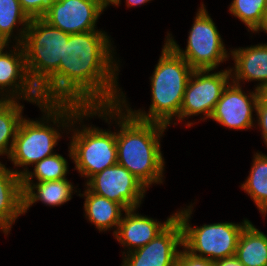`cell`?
Segmentation results:
<instances>
[{"instance_id":"obj_18","label":"cell","mask_w":267,"mask_h":266,"mask_svg":"<svg viewBox=\"0 0 267 266\" xmlns=\"http://www.w3.org/2000/svg\"><path fill=\"white\" fill-rule=\"evenodd\" d=\"M22 189L23 214L38 201L49 207L61 206L69 202L75 192H79L67 178L57 181L22 182Z\"/></svg>"},{"instance_id":"obj_27","label":"cell","mask_w":267,"mask_h":266,"mask_svg":"<svg viewBox=\"0 0 267 266\" xmlns=\"http://www.w3.org/2000/svg\"><path fill=\"white\" fill-rule=\"evenodd\" d=\"M183 250H179L176 266H215V261L210 259L196 256L188 251L184 246H182Z\"/></svg>"},{"instance_id":"obj_22","label":"cell","mask_w":267,"mask_h":266,"mask_svg":"<svg viewBox=\"0 0 267 266\" xmlns=\"http://www.w3.org/2000/svg\"><path fill=\"white\" fill-rule=\"evenodd\" d=\"M251 169L241 189L254 201L263 217L267 215V155L256 152Z\"/></svg>"},{"instance_id":"obj_7","label":"cell","mask_w":267,"mask_h":266,"mask_svg":"<svg viewBox=\"0 0 267 266\" xmlns=\"http://www.w3.org/2000/svg\"><path fill=\"white\" fill-rule=\"evenodd\" d=\"M69 35L43 18L30 20L21 45L29 77L37 88L59 68Z\"/></svg>"},{"instance_id":"obj_3","label":"cell","mask_w":267,"mask_h":266,"mask_svg":"<svg viewBox=\"0 0 267 266\" xmlns=\"http://www.w3.org/2000/svg\"><path fill=\"white\" fill-rule=\"evenodd\" d=\"M38 107L43 112L42 118L33 120L24 117L8 158L15 167L13 171L20 177L29 170L28 166L56 153L54 148L58 141L63 133L68 132L73 117L83 108L77 104L60 103H42Z\"/></svg>"},{"instance_id":"obj_23","label":"cell","mask_w":267,"mask_h":266,"mask_svg":"<svg viewBox=\"0 0 267 266\" xmlns=\"http://www.w3.org/2000/svg\"><path fill=\"white\" fill-rule=\"evenodd\" d=\"M24 105L19 100L0 101V156H10L21 121Z\"/></svg>"},{"instance_id":"obj_30","label":"cell","mask_w":267,"mask_h":266,"mask_svg":"<svg viewBox=\"0 0 267 266\" xmlns=\"http://www.w3.org/2000/svg\"><path fill=\"white\" fill-rule=\"evenodd\" d=\"M126 1V6L129 7H137V6H141L145 3H149L152 0H125ZM121 4V0H114L111 5H113L114 7H118Z\"/></svg>"},{"instance_id":"obj_11","label":"cell","mask_w":267,"mask_h":266,"mask_svg":"<svg viewBox=\"0 0 267 266\" xmlns=\"http://www.w3.org/2000/svg\"><path fill=\"white\" fill-rule=\"evenodd\" d=\"M92 193L105 197L126 210L139 208L148 188L119 164L105 168L84 184Z\"/></svg>"},{"instance_id":"obj_17","label":"cell","mask_w":267,"mask_h":266,"mask_svg":"<svg viewBox=\"0 0 267 266\" xmlns=\"http://www.w3.org/2000/svg\"><path fill=\"white\" fill-rule=\"evenodd\" d=\"M0 161V231L9 235L13 224L23 214L21 177Z\"/></svg>"},{"instance_id":"obj_1","label":"cell","mask_w":267,"mask_h":266,"mask_svg":"<svg viewBox=\"0 0 267 266\" xmlns=\"http://www.w3.org/2000/svg\"><path fill=\"white\" fill-rule=\"evenodd\" d=\"M111 40L102 29L70 34L59 68L38 88L43 103L83 108L120 104V60Z\"/></svg>"},{"instance_id":"obj_15","label":"cell","mask_w":267,"mask_h":266,"mask_svg":"<svg viewBox=\"0 0 267 266\" xmlns=\"http://www.w3.org/2000/svg\"><path fill=\"white\" fill-rule=\"evenodd\" d=\"M136 210L138 211V208L127 209L124 212L117 231L113 235L124 248L122 256L149 243L176 217V212H174L164 222H161L141 215Z\"/></svg>"},{"instance_id":"obj_10","label":"cell","mask_w":267,"mask_h":266,"mask_svg":"<svg viewBox=\"0 0 267 266\" xmlns=\"http://www.w3.org/2000/svg\"><path fill=\"white\" fill-rule=\"evenodd\" d=\"M4 100H26L36 106L43 103L29 77L21 44H10V48L9 44H0V101Z\"/></svg>"},{"instance_id":"obj_31","label":"cell","mask_w":267,"mask_h":266,"mask_svg":"<svg viewBox=\"0 0 267 266\" xmlns=\"http://www.w3.org/2000/svg\"><path fill=\"white\" fill-rule=\"evenodd\" d=\"M260 98L267 103V84H265L260 90H259Z\"/></svg>"},{"instance_id":"obj_14","label":"cell","mask_w":267,"mask_h":266,"mask_svg":"<svg viewBox=\"0 0 267 266\" xmlns=\"http://www.w3.org/2000/svg\"><path fill=\"white\" fill-rule=\"evenodd\" d=\"M183 246L182 225L177 217L149 243L122 257L121 266H176Z\"/></svg>"},{"instance_id":"obj_6","label":"cell","mask_w":267,"mask_h":266,"mask_svg":"<svg viewBox=\"0 0 267 266\" xmlns=\"http://www.w3.org/2000/svg\"><path fill=\"white\" fill-rule=\"evenodd\" d=\"M192 205L176 211L182 225L183 246L192 254L212 261L235 256L239 237L250 221L245 218L241 223L226 221L192 227Z\"/></svg>"},{"instance_id":"obj_2","label":"cell","mask_w":267,"mask_h":266,"mask_svg":"<svg viewBox=\"0 0 267 266\" xmlns=\"http://www.w3.org/2000/svg\"><path fill=\"white\" fill-rule=\"evenodd\" d=\"M95 116L110 125L113 121L116 124L117 164L129 170L147 188L163 184L165 159L160 141L168 126L139 120L121 104L95 107Z\"/></svg>"},{"instance_id":"obj_20","label":"cell","mask_w":267,"mask_h":266,"mask_svg":"<svg viewBox=\"0 0 267 266\" xmlns=\"http://www.w3.org/2000/svg\"><path fill=\"white\" fill-rule=\"evenodd\" d=\"M30 20L19 0H0V44H22Z\"/></svg>"},{"instance_id":"obj_28","label":"cell","mask_w":267,"mask_h":266,"mask_svg":"<svg viewBox=\"0 0 267 266\" xmlns=\"http://www.w3.org/2000/svg\"><path fill=\"white\" fill-rule=\"evenodd\" d=\"M255 128L259 127L264 144L267 146V103L259 98L256 108Z\"/></svg>"},{"instance_id":"obj_29","label":"cell","mask_w":267,"mask_h":266,"mask_svg":"<svg viewBox=\"0 0 267 266\" xmlns=\"http://www.w3.org/2000/svg\"><path fill=\"white\" fill-rule=\"evenodd\" d=\"M215 266H243L236 256L215 261Z\"/></svg>"},{"instance_id":"obj_8","label":"cell","mask_w":267,"mask_h":266,"mask_svg":"<svg viewBox=\"0 0 267 266\" xmlns=\"http://www.w3.org/2000/svg\"><path fill=\"white\" fill-rule=\"evenodd\" d=\"M195 15L185 49L177 44L170 32H167L165 41L193 70H216L221 63L229 61L230 53L203 2Z\"/></svg>"},{"instance_id":"obj_12","label":"cell","mask_w":267,"mask_h":266,"mask_svg":"<svg viewBox=\"0 0 267 266\" xmlns=\"http://www.w3.org/2000/svg\"><path fill=\"white\" fill-rule=\"evenodd\" d=\"M242 84L232 81L225 87L221 98L210 117L218 124L233 130H249L254 128L257 103L260 98L259 90L244 92Z\"/></svg>"},{"instance_id":"obj_25","label":"cell","mask_w":267,"mask_h":266,"mask_svg":"<svg viewBox=\"0 0 267 266\" xmlns=\"http://www.w3.org/2000/svg\"><path fill=\"white\" fill-rule=\"evenodd\" d=\"M33 167V171L28 170L21 176L22 182H34V179L37 182L62 180L67 178L69 172L67 159L58 153L45 157Z\"/></svg>"},{"instance_id":"obj_4","label":"cell","mask_w":267,"mask_h":266,"mask_svg":"<svg viewBox=\"0 0 267 266\" xmlns=\"http://www.w3.org/2000/svg\"><path fill=\"white\" fill-rule=\"evenodd\" d=\"M193 68L166 41L150 76L151 102L148 111L134 110L123 93L120 104L135 118L170 127L180 122L185 88ZM176 121V122H175Z\"/></svg>"},{"instance_id":"obj_5","label":"cell","mask_w":267,"mask_h":266,"mask_svg":"<svg viewBox=\"0 0 267 266\" xmlns=\"http://www.w3.org/2000/svg\"><path fill=\"white\" fill-rule=\"evenodd\" d=\"M93 116L95 117V107L82 108L73 117L66 133L72 134L68 137L71 138L68 146L69 158L73 160L74 169L81 178H86V182L105 168L117 164L116 129L112 132L111 128L104 130L93 124H84L85 119Z\"/></svg>"},{"instance_id":"obj_32","label":"cell","mask_w":267,"mask_h":266,"mask_svg":"<svg viewBox=\"0 0 267 266\" xmlns=\"http://www.w3.org/2000/svg\"><path fill=\"white\" fill-rule=\"evenodd\" d=\"M263 31H264V33L267 34V16H266L265 23L259 32H263Z\"/></svg>"},{"instance_id":"obj_19","label":"cell","mask_w":267,"mask_h":266,"mask_svg":"<svg viewBox=\"0 0 267 266\" xmlns=\"http://www.w3.org/2000/svg\"><path fill=\"white\" fill-rule=\"evenodd\" d=\"M77 195L84 198L86 220L88 219L99 232L113 229L114 235L126 209L121 204L92 193L86 186L83 193L79 191Z\"/></svg>"},{"instance_id":"obj_21","label":"cell","mask_w":267,"mask_h":266,"mask_svg":"<svg viewBox=\"0 0 267 266\" xmlns=\"http://www.w3.org/2000/svg\"><path fill=\"white\" fill-rule=\"evenodd\" d=\"M235 256L243 266H267V234L250 221L239 237Z\"/></svg>"},{"instance_id":"obj_26","label":"cell","mask_w":267,"mask_h":266,"mask_svg":"<svg viewBox=\"0 0 267 266\" xmlns=\"http://www.w3.org/2000/svg\"><path fill=\"white\" fill-rule=\"evenodd\" d=\"M56 0H19L23 11L30 19L43 18Z\"/></svg>"},{"instance_id":"obj_9","label":"cell","mask_w":267,"mask_h":266,"mask_svg":"<svg viewBox=\"0 0 267 266\" xmlns=\"http://www.w3.org/2000/svg\"><path fill=\"white\" fill-rule=\"evenodd\" d=\"M212 71V72H211ZM193 70L184 92L180 109V122L200 115L199 121L210 119L222 92L231 81L230 69Z\"/></svg>"},{"instance_id":"obj_16","label":"cell","mask_w":267,"mask_h":266,"mask_svg":"<svg viewBox=\"0 0 267 266\" xmlns=\"http://www.w3.org/2000/svg\"><path fill=\"white\" fill-rule=\"evenodd\" d=\"M234 66L230 69L231 81L240 84L257 81L255 89L267 84V43L229 49ZM245 82V83H244Z\"/></svg>"},{"instance_id":"obj_24","label":"cell","mask_w":267,"mask_h":266,"mask_svg":"<svg viewBox=\"0 0 267 266\" xmlns=\"http://www.w3.org/2000/svg\"><path fill=\"white\" fill-rule=\"evenodd\" d=\"M228 10L243 22L248 32L259 34L267 16V0H232Z\"/></svg>"},{"instance_id":"obj_33","label":"cell","mask_w":267,"mask_h":266,"mask_svg":"<svg viewBox=\"0 0 267 266\" xmlns=\"http://www.w3.org/2000/svg\"><path fill=\"white\" fill-rule=\"evenodd\" d=\"M105 5L110 6L114 0H101Z\"/></svg>"},{"instance_id":"obj_13","label":"cell","mask_w":267,"mask_h":266,"mask_svg":"<svg viewBox=\"0 0 267 266\" xmlns=\"http://www.w3.org/2000/svg\"><path fill=\"white\" fill-rule=\"evenodd\" d=\"M107 7L101 0H56L43 19L68 34L100 30L96 24Z\"/></svg>"}]
</instances>
